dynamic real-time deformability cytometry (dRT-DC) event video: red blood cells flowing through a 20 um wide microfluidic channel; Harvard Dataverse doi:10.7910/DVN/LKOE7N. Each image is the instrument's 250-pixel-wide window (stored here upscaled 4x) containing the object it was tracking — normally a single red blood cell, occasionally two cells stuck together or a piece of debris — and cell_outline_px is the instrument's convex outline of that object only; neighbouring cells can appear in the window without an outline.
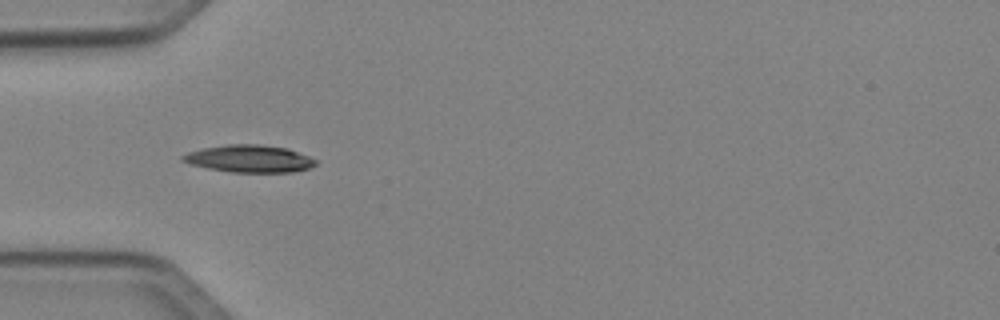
{"species": "Egyptian fruit bat (a non-hibernating species)", "species_latin": "Rousettus aegyptiacus", "temperature_condition": "cold", "stored_images_in_passage": 5, "camera_frame_rate_fps": 3000, "um_per_image_px": 0.085, "animal": {"sex": "female"}, "frame": {"image": 1, "passage_image": 4, "time_ms": 3.333, "image_size_px": [1000, 320], "cell_outline_px": [[316, 164], [308, 168], [292, 172], [232, 172], [208, 168], [188, 164], [180, 160], [180, 156], [188, 152], [204, 148], [228, 144], [260, 144], [288, 148], [308, 156], [316, 160]], "centroid_in_image_um": [21.16, 13.48], "position_along_channel_um": 63.8, "area_um2": 21.15}}
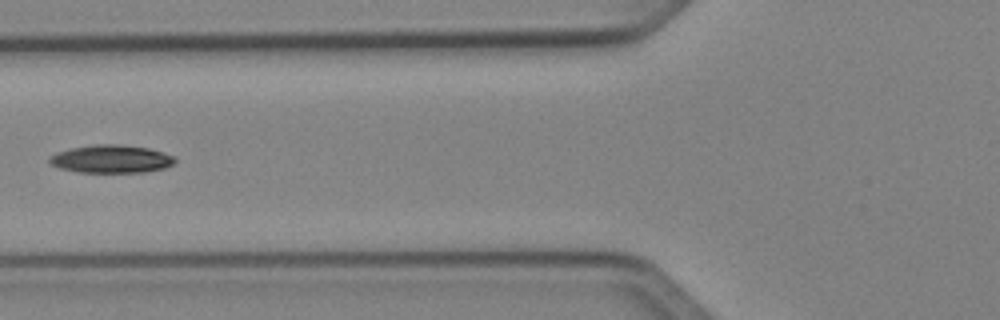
{"frame": {"image": 2, "passage_image": 5, "time_ms": 4.667, "image_size_px": [1000, 320], "cell_outline_px": [[176, 160], [172, 164], [164, 168], [144, 172], [80, 172], [60, 168], [52, 164], [48, 160], [48, 156], [56, 152], [72, 148], [92, 144], [120, 144], [148, 148], [164, 152], [176, 156]], "centroid_in_image_um": [9.46, 13.5], "position_along_channel_um": 116.3, "area_um2": 20.52}}